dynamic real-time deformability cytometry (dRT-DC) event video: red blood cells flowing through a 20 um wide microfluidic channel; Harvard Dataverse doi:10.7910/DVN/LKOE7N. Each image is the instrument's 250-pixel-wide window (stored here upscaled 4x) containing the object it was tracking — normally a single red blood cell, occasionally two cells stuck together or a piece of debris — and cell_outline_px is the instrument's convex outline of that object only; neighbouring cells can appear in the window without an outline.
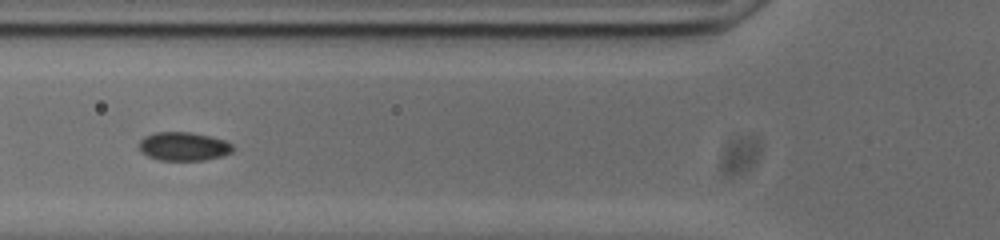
{"species": "common noctule bat (a hibernating species)", "species_latin": "Nyctalus noctula", "temperature_condition": "cold", "stored_images_in_passage": 21, "camera_frame_rate_fps": 3000, "um_per_image_px": 0.085, "animal": {"sex": "male", "body_mass_g": 20.0, "forearm_length_mm": 53.3}, "frame": {"image": 1, "passage_image": 7, "time_ms": 2.0, "image_size_px": [1000, 240], "cell_outline_px": [[232, 152], [220, 156], [204, 160], [156, 160], [140, 152], [140, 140], [156, 132], [188, 132], [208, 136], [224, 140], [232, 144]], "centroid_in_image_um": [15.59, 12.45], "position_along_channel_um": 110.2, "area_um2": 15.37}}
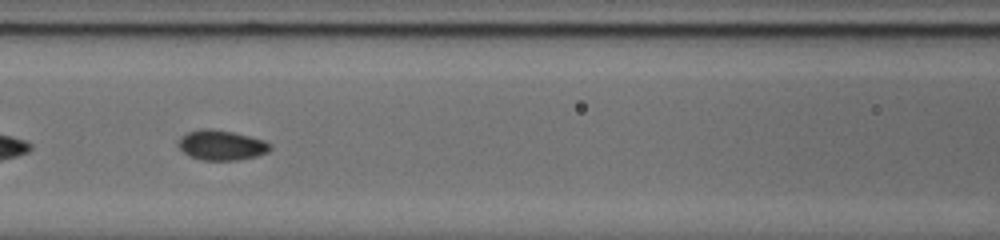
{"frame": {"image": 2, "passage_image": 10, "time_ms": 3.0, "image_size_px": [1000, 240], "cell_outline_px": [[272, 148], [268, 152], [256, 156], [236, 160], [200, 160], [188, 156], [180, 148], [180, 136], [188, 132], [200, 128], [212, 128], [232, 132], [264, 140], [272, 144]], "centroid_in_image_um": [18.83, 12.34], "position_along_channel_um": 147.8, "area_um2": 16.07}}